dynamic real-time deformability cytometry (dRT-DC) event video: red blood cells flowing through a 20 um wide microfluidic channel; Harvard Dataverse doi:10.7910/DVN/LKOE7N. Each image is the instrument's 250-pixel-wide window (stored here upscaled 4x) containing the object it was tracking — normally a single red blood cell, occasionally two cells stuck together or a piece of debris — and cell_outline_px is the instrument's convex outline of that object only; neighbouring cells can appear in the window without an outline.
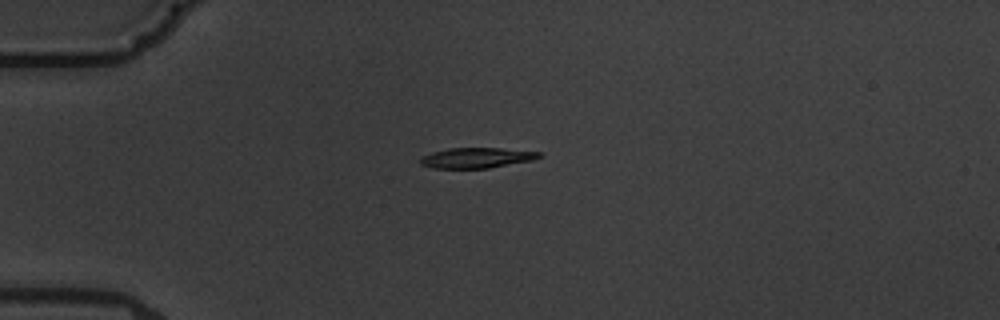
{"species": "common noctule bat (a hibernating species)", "species_latin": "Nyctalus noctula", "temperature_condition": "warm", "stored_images_in_passage": 3, "camera_frame_rate_fps": 3000, "um_per_image_px": 0.085, "animal": {"sex": "male", "body_mass_g": 19.5, "forearm_length_mm": 54.6}, "frame": {"image": 1, "passage_image": 1, "time_ms": 0.0, "image_size_px": [1000, 320], "cell_outline_px": [[540, 156], [532, 160], [488, 168], [432, 168], [420, 164], [420, 160], [424, 156], [432, 152], [448, 148], [500, 148], [540, 152]], "centroid_in_image_um": [40.48, 13.41], "position_along_channel_um": 44.5, "area_um2": 13.87}}